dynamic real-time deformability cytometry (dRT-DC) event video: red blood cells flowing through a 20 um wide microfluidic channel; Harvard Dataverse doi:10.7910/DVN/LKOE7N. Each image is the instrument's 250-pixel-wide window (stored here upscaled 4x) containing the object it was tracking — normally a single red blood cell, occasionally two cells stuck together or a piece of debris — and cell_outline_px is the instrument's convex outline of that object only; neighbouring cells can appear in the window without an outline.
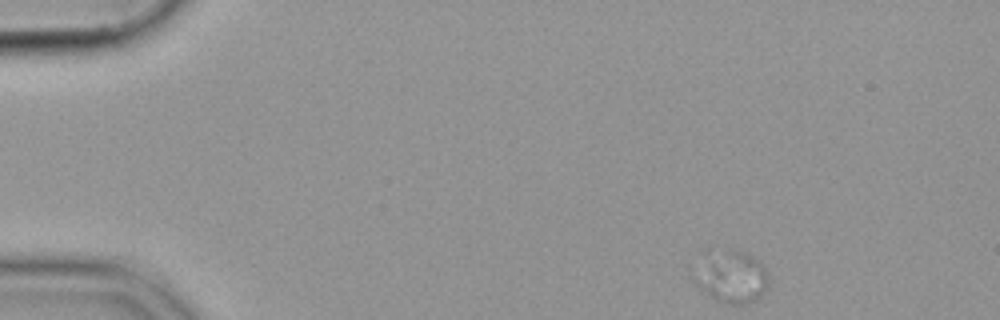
{"species": "common noctule bat (a hibernating species)", "species_latin": "Nyctalus noctula", "temperature_condition": "cold", "stored_images_in_passage": 11, "camera_frame_rate_fps": 3000, "um_per_image_px": 0.085, "animal": {"sex": "female", "body_mass_g": 19.9}, "frame": {"image": 1, "passage_image": 1, "time_ms": 0.0, "image_size_px": [1000, 320], "cell_outline_px": [[768, 284], [764, 292], [756, 300], [744, 304], [724, 304], [700, 288], [692, 280], [692, 268], [732, 248], [744, 252], [752, 256], [768, 272]], "centroid_in_image_um": [62.21, 23.59], "position_along_channel_um": 22.8, "area_um2": 21.85}}
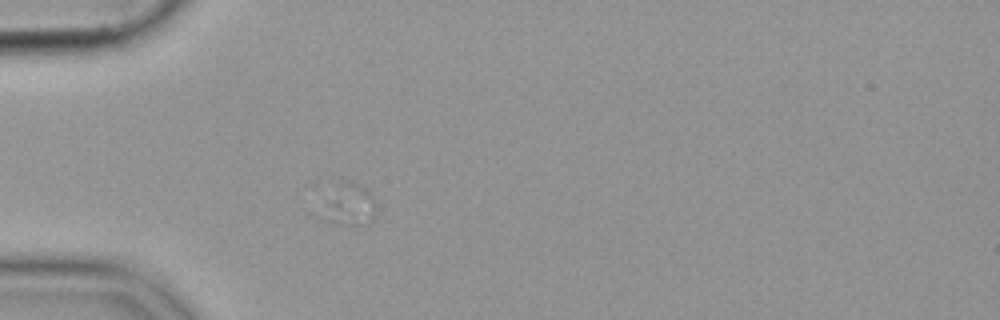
{"frame": {"image": 2, "passage_image": 11, "time_ms": 3.333, "image_size_px": [1000, 320], "cell_outline_px": [[372, 220], [368, 224], [336, 224], [316, 216], [308, 212], [348, 184], [356, 184], [364, 188], [372, 196]], "centroid_in_image_um": [29.47, 17.56], "position_along_channel_um": 55.5, "area_um2": 12.66}}